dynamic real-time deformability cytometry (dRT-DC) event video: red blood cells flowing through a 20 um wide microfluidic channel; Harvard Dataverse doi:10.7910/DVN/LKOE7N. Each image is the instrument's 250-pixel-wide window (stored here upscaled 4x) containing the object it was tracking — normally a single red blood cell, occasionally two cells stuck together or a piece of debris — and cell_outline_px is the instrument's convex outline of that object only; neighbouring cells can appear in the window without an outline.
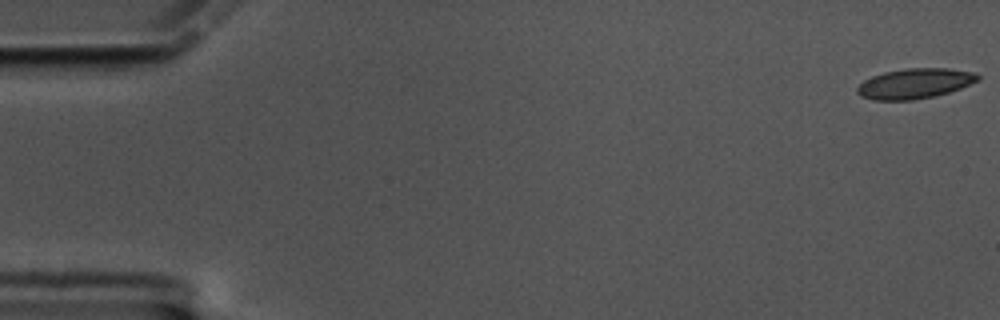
{"species": "common noctule bat (a hibernating species)", "species_latin": "Nyctalus noctula", "temperature_condition": "cold", "stored_images_in_passage": 60, "camera_frame_rate_fps": 3000, "um_per_image_px": 0.085, "animal": {"sex": "male", "body_mass_g": 17.5, "forearm_length_mm": 52.3}, "frame": {"image": 1, "passage_image": 1, "time_ms": 0.0, "image_size_px": [1000, 320], "cell_outline_px": [[980, 80], [960, 88], [936, 96], [912, 100], [872, 100], [860, 96], [856, 92], [856, 88], [864, 80], [872, 76], [884, 72], [904, 68], [948, 68], [976, 72], [980, 76]], "centroid_in_image_um": [77.76, 7.09], "position_along_channel_um": 7.2, "area_um2": 21.39}}
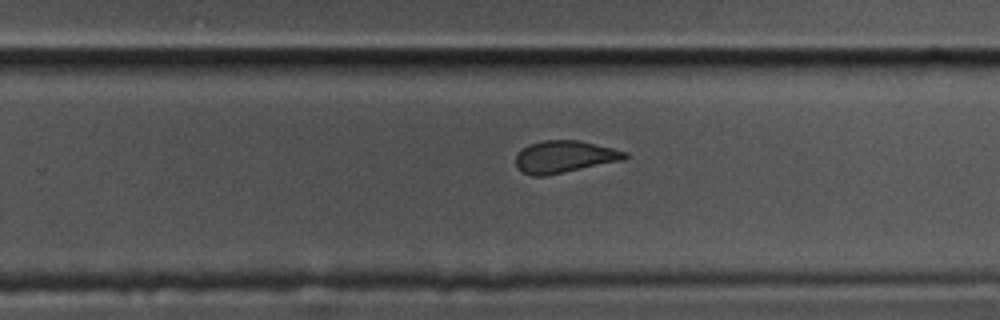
{"frame": {"image": 2, "passage_image": 38, "time_ms": 12.333, "image_size_px": [1000, 320], "cell_outline_px": [[628, 156], [624, 160], [544, 176], [532, 176], [516, 168], [516, 156], [520, 148], [528, 144], [544, 140], [576, 140], [612, 148], [628, 152]], "centroid_in_image_um": [47.94, 13.32], "position_along_channel_um": 281.9, "area_um2": 20.4}}
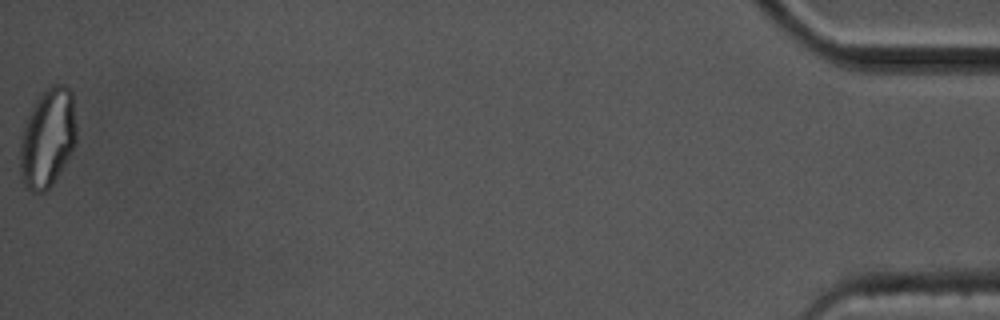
{"frame": {"image": 3, "passage_image": 60, "time_ms": 19.667, "image_size_px": [1000, 320], "cell_outline_px": [[76, 140], [64, 164], [52, 184], [44, 192], [32, 192], [20, 180], [20, 140], [28, 116], [40, 92], [52, 84], [64, 84], [72, 92], [76, 124]], "centroid_in_image_um": [4.04, 11.7], "position_along_channel_um": 431.2, "area_um2": 32.37}, "authors_computed_cell_mechanics": {"area_um2": 21.4149, "velocity_mm_per_s": 3.3766, "shape_relaxation_time_tau1_ms": null, "shape_relaxation_time_tau2_ms": 1.6226, "deformation_change_tau1": null, "deformation_change_tau2": 0.0908}}